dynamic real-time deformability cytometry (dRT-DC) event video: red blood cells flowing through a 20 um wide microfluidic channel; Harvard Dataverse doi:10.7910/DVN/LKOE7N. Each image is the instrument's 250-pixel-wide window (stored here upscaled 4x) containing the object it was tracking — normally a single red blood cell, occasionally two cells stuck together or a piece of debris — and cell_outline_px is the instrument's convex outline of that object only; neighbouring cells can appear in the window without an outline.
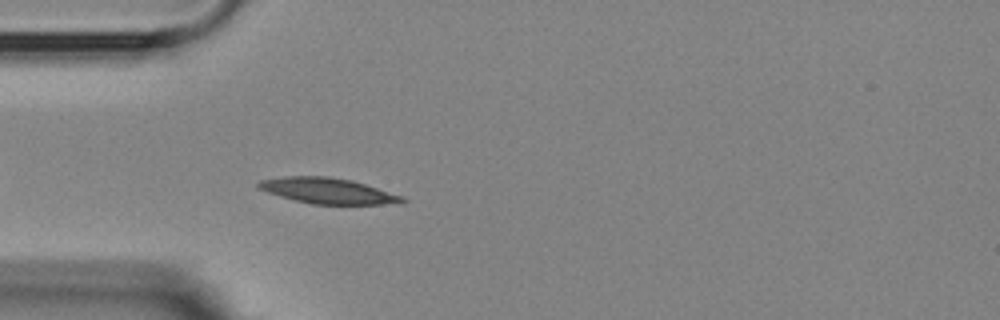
{"species": "Egyptian fruit bat (a non-hibernating species)", "species_latin": "Rousettus aegyptiacus", "temperature_condition": "room temperature", "stored_images_in_passage": 41, "camera_frame_rate_fps": 3000, "um_per_image_px": 0.085, "animal": {"sex": "female"}, "frame": {"image": 1, "passage_image": 3, "time_ms": 0.667, "image_size_px": [1000, 320], "cell_outline_px": [[408, 200], [380, 204], [312, 204], [280, 196], [256, 188], [256, 184], [260, 180], [284, 176], [328, 176], [352, 180], [404, 196]], "centroid_in_image_um": [27.81, 16.2], "position_along_channel_um": 57.2, "area_um2": 21.33}}
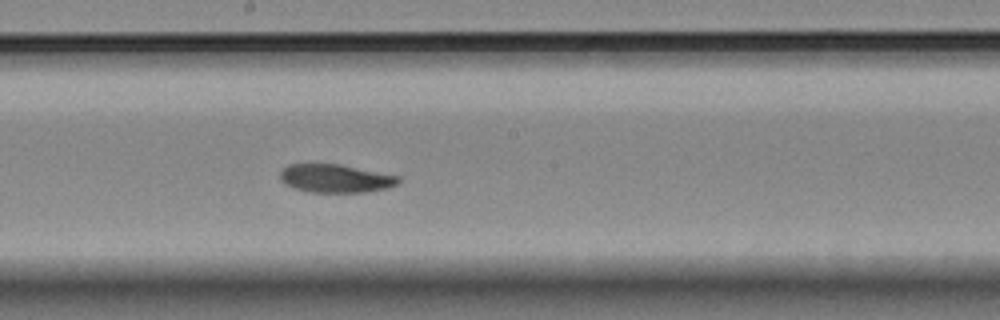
{"frame": {"image": 2, "passage_image": 17, "time_ms": 5.333, "image_size_px": [1000, 320], "cell_outline_px": [[400, 184], [388, 188], [364, 192], [308, 192], [292, 188], [284, 184], [280, 180], [280, 172], [288, 164], [340, 164], [400, 176]], "centroid_in_image_um": [28.52, 15.17], "position_along_channel_um": 219.7, "area_um2": 19.71}}
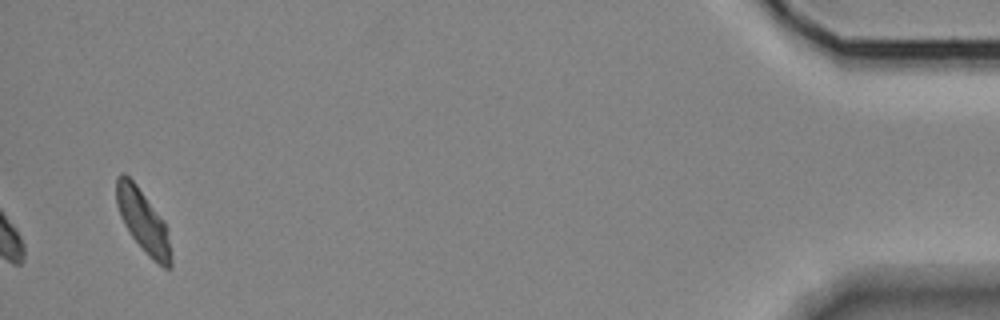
{"frame": {"image": 3, "passage_image": 41, "time_ms": 13.333, "image_size_px": [1000, 320], "cell_outline_px": [[172, 268], [164, 268], [152, 260], [144, 252], [132, 236], [124, 224], [120, 216], [116, 204], [116, 176], [120, 172], [124, 172], [136, 184], [164, 220], [172, 260]], "centroid_in_image_um": [12.14, 18.78], "position_along_channel_um": 423.1, "area_um2": 19.88}, "authors_computed_cell_mechanics": {"area_um2": 20.23, "velocity_mm_per_s": 3.5498, "shape_relaxation_time_tau1_ms": 3.3611, "shape_relaxation_time_tau2_ms": 3.9281, "deformation_change_tau1": 0.1214, "deformation_change_tau2": 0.0786}}